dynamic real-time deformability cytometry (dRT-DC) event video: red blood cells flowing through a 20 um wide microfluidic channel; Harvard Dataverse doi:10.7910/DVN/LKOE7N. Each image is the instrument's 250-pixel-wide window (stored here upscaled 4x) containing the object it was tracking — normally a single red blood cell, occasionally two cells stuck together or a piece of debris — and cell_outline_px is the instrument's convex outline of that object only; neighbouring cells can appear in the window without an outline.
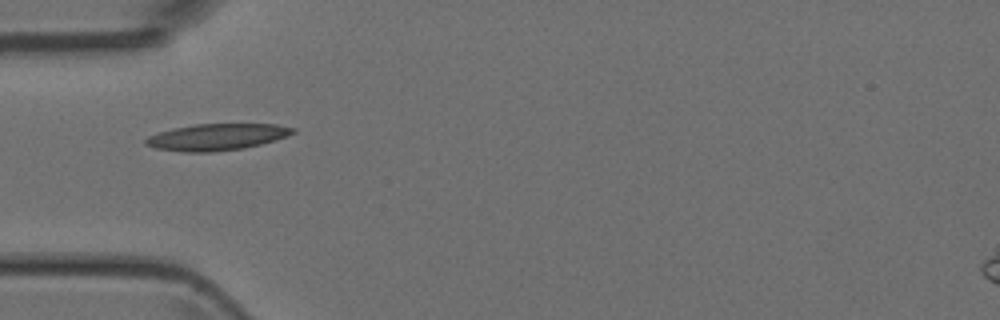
{"species": "Egyptian fruit bat (a non-hibernating species)", "species_latin": "Rousettus aegyptiacus", "temperature_condition": "room temperature", "stored_images_in_passage": 35, "camera_frame_rate_fps": 3000, "um_per_image_px": 0.085, "animal": {"sex": "female"}, "frame": {"image": 1, "passage_image": 1, "time_ms": 0.0, "image_size_px": [1000, 320], "cell_outline_px": [[296, 132], [288, 136], [260, 144], [244, 148], [212, 152], [184, 152], [156, 148], [144, 144], [144, 140], [148, 136], [160, 132], [176, 128], [196, 124], [276, 124], [296, 128]], "centroid_in_image_um": [18.46, 11.64], "position_along_channel_um": 66.5, "area_um2": 22.66}}
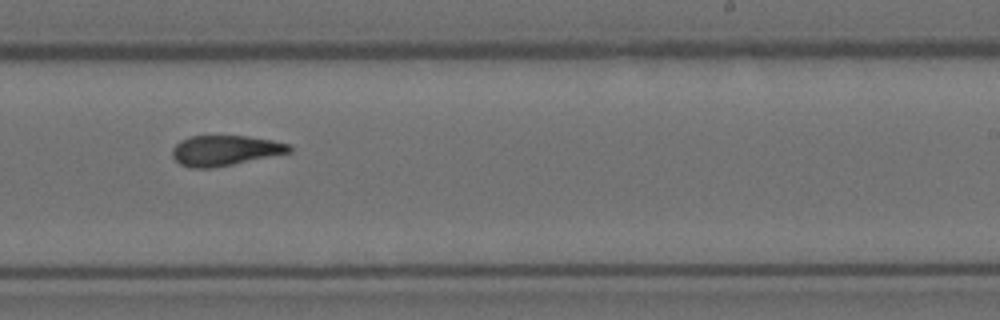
{"frame": {"image": 2, "passage_image": 16, "time_ms": 5.0, "image_size_px": [1000, 320], "cell_outline_px": [[292, 152], [232, 164], [208, 168], [192, 168], [180, 164], [172, 156], [172, 148], [180, 140], [192, 136], [248, 136], [272, 140], [288, 144], [292, 148]], "centroid_in_image_um": [19.11, 12.78], "position_along_channel_um": 269.9, "area_um2": 20.46}}
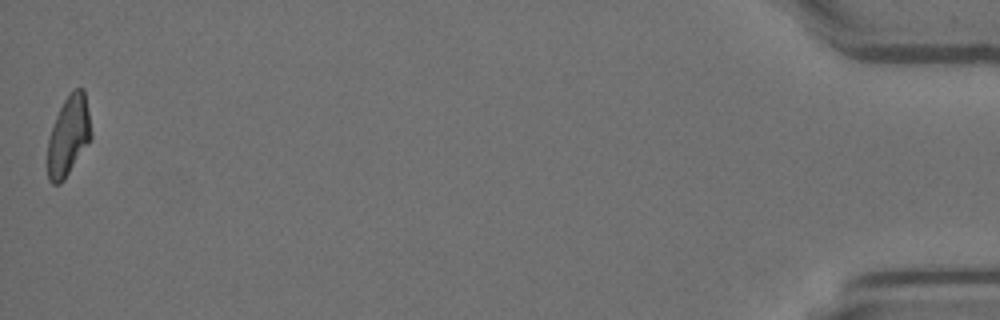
{"frame": {"image": 3, "passage_image": 35, "time_ms": 11.333, "image_size_px": [1000, 320], "cell_outline_px": [[92, 136], [64, 180], [60, 184], [52, 184], [48, 180], [48, 140], [56, 116], [64, 100], [72, 88], [84, 88], [92, 132]], "centroid_in_image_um": [5.82, 11.52], "position_along_channel_um": 429.4, "area_um2": 20.06}}